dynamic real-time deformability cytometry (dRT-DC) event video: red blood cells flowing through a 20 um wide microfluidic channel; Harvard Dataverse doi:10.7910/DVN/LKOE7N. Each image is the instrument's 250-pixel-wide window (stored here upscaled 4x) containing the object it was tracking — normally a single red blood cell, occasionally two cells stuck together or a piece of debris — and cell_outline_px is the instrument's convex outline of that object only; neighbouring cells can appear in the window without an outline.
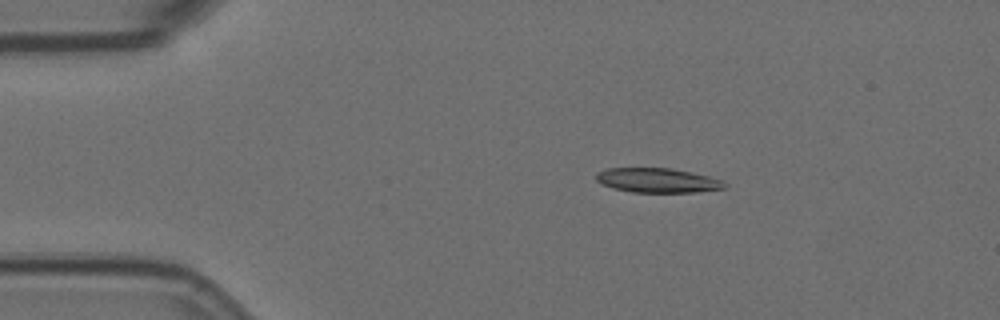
{"species": "Egyptian fruit bat (a non-hibernating species)", "species_latin": "Rousettus aegyptiacus", "temperature_condition": "room temperature", "stored_images_in_passage": 6, "camera_frame_rate_fps": 3000, "um_per_image_px": 0.085, "animal": {"sex": "female"}, "frame": {"image": 1, "passage_image": 3, "time_ms": 0.667, "image_size_px": [1000, 320], "cell_outline_px": [[728, 184], [724, 188], [696, 192], [632, 192], [612, 188], [596, 180], [596, 172], [608, 168], [672, 168], [692, 172], [708, 176], [720, 180]], "centroid_in_image_um": [55.88, 15.32], "position_along_channel_um": 29.1, "area_um2": 18.26}}
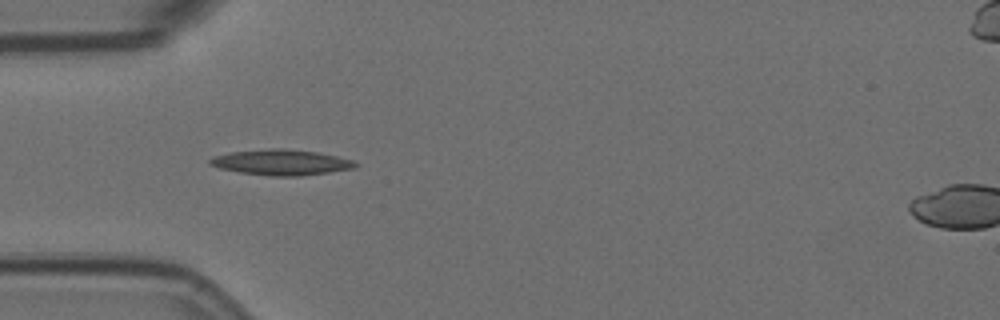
{"frame": {"image": 2, "passage_image": 5, "time_ms": 1.333, "image_size_px": [1000, 320], "cell_outline_px": [[360, 164], [356, 168], [300, 176], [268, 176], [240, 172], [220, 168], [208, 164], [208, 160], [212, 156], [228, 152], [272, 148], [284, 148], [316, 152], [336, 156], [352, 160]], "centroid_in_image_um": [23.88, 13.79], "position_along_channel_um": 61.1, "area_um2": 21.79}}
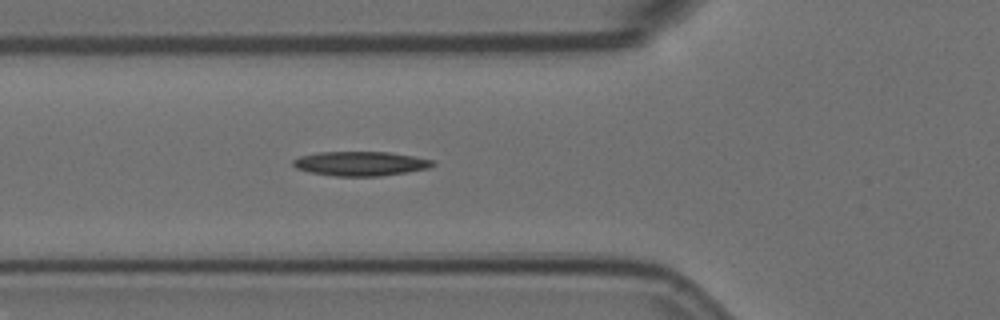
{"frame": {"image": 3, "passage_image": 6, "time_ms": 1.667, "image_size_px": [1000, 320], "cell_outline_px": [[436, 164], [428, 168], [380, 176], [332, 176], [308, 172], [296, 168], [292, 164], [292, 160], [300, 156], [320, 152], [388, 152], [416, 156], [436, 160]], "centroid_in_image_um": [30.65, 13.9], "position_along_channel_um": 95.2, "area_um2": 19.94}}